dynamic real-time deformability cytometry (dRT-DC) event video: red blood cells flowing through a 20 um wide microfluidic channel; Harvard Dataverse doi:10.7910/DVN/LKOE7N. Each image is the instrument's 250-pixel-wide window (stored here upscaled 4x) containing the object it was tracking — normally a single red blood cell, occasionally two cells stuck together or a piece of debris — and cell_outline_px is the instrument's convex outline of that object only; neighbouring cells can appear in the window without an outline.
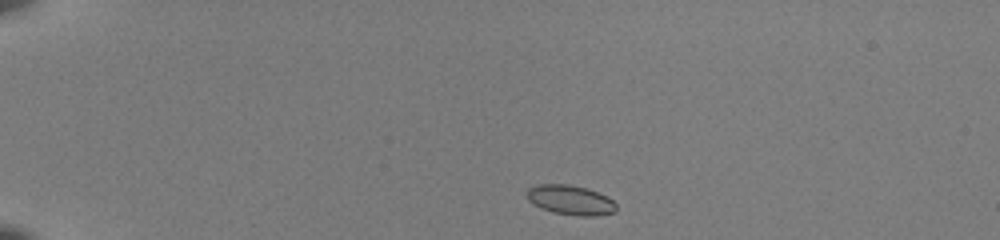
{"species": "common noctule bat (a hibernating species)", "species_latin": "Nyctalus noctula", "temperature_condition": "room temperature", "stored_images_in_passage": 41, "camera_frame_rate_fps": 3000, "um_per_image_px": 0.085, "animal": {"sex": "female", "body_mass_g": 22.0, "forearm_length_mm": 56.7}, "frame": {"image": 1, "passage_image": 1, "time_ms": 0.0, "image_size_px": [1000, 240], "cell_outline_px": [[616, 208], [612, 212], [592, 216], [580, 216], [552, 212], [532, 204], [528, 200], [528, 188], [536, 184], [568, 184], [588, 188], [608, 196], [616, 204]], "centroid_in_image_um": [48.48, 16.98], "position_along_channel_um": 36.5, "area_um2": 15.43}}
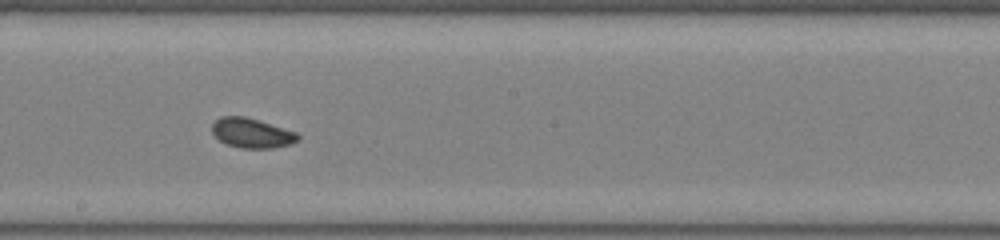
{"frame": {"image": 2, "passage_image": 21, "time_ms": 6.667, "image_size_px": [1000, 240], "cell_outline_px": [[300, 140], [288, 144], [272, 148], [240, 148], [228, 144], [220, 140], [212, 132], [212, 124], [220, 116], [244, 116], [296, 132], [300, 136]], "centroid_in_image_um": [21.39, 11.31], "position_along_channel_um": 226.8, "area_um2": 14.62}}
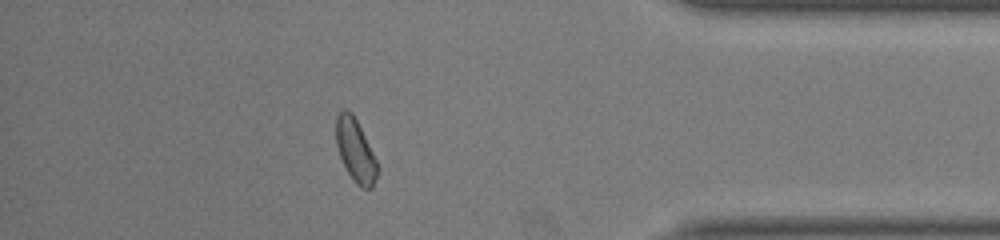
{"frame": {"image": 3, "passage_image": 36, "time_ms": 11.667, "image_size_px": [1000, 240], "cell_outline_px": [[380, 168], [372, 188], [360, 188], [352, 180], [340, 156], [336, 144], [336, 116], [344, 108], [348, 108], [352, 112]], "centroid_in_image_um": [30.21, 12.8], "position_along_channel_um": 405.0, "area_um2": 15.03}, "authors_computed_cell_mechanics": {"area_um2": 14.8546, "velocity_mm_per_s": 3.9971, "shape_relaxation_time_tau1_ms": 2.9299, "shape_relaxation_time_tau2_ms": 6.1621, "deformation_change_tau1": 0.0964, "deformation_change_tau2": 0.0937}}